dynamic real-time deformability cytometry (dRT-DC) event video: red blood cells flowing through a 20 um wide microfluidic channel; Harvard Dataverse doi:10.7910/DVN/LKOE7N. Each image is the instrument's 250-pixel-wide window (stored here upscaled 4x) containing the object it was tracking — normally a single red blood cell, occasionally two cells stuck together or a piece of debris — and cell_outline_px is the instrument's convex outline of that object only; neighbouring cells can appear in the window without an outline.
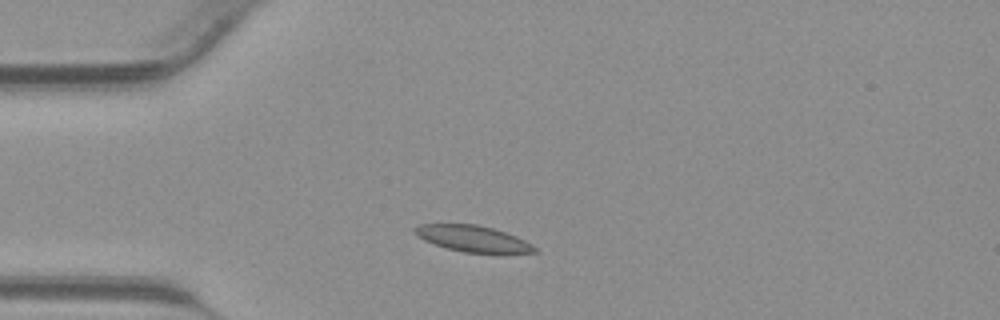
{"species": "common noctule bat (a hibernating species)", "species_latin": "Nyctalus noctula", "temperature_condition": "warm", "stored_images_in_passage": 33, "camera_frame_rate_fps": 3000, "um_per_image_px": 0.085, "animal": {"sex": "male", "body_mass_g": 23.1, "forearm_length_mm": 52.7}, "frame": {"image": 1, "passage_image": 1, "time_ms": 0.0, "image_size_px": [1000, 320], "cell_outline_px": [[536, 252], [464, 252], [448, 248], [424, 240], [416, 236], [412, 232], [412, 228], [420, 224], [476, 224], [492, 228], [516, 236], [532, 244], [536, 248]], "centroid_in_image_um": [40.11, 20.26], "position_along_channel_um": 44.9, "area_um2": 17.92}}
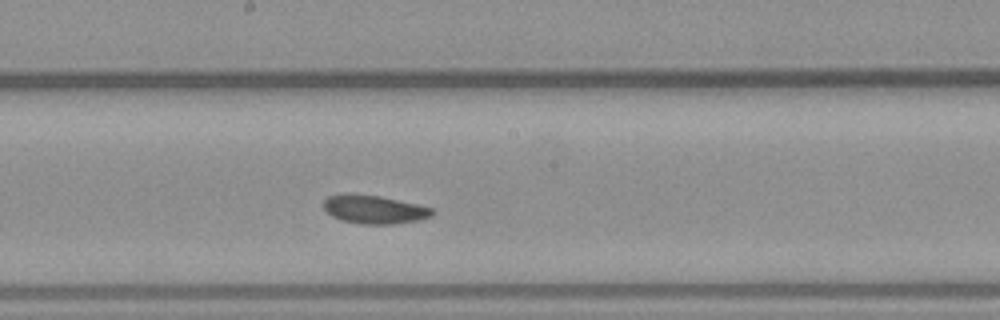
{"frame": {"image": 2, "passage_image": 13, "time_ms": 4.0, "image_size_px": [1000, 320], "cell_outline_px": [[432, 216], [416, 220], [392, 224], [364, 224], [344, 220], [332, 216], [324, 212], [324, 200], [328, 196], [340, 192], [356, 192], [380, 196], [416, 204], [432, 208]], "centroid_in_image_um": [31.71, 17.76], "position_along_channel_um": 216.5, "area_um2": 18.15}}
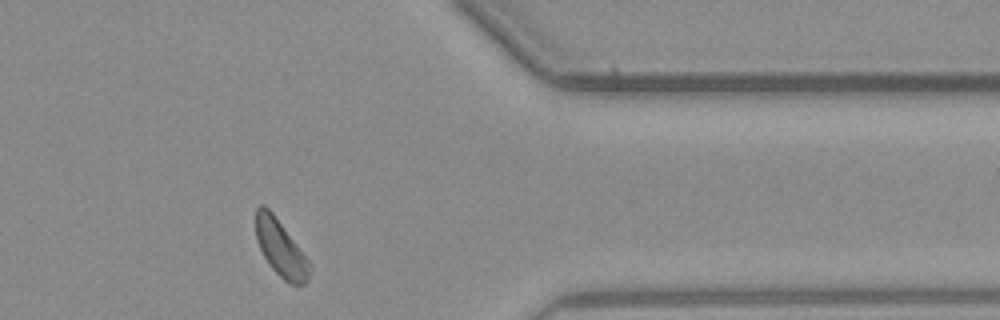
{"frame": {"image": 3, "passage_image": 25, "time_ms": 8.0, "image_size_px": [1000, 320], "cell_outline_px": [[312, 268], [308, 280], [304, 284], [292, 284], [284, 280], [272, 268], [264, 256], [256, 240], [256, 208], [260, 204], [264, 204], [272, 212], [312, 264]], "centroid_in_image_um": [23.87, 21.11], "position_along_channel_um": 387.5, "area_um2": 17.57}}